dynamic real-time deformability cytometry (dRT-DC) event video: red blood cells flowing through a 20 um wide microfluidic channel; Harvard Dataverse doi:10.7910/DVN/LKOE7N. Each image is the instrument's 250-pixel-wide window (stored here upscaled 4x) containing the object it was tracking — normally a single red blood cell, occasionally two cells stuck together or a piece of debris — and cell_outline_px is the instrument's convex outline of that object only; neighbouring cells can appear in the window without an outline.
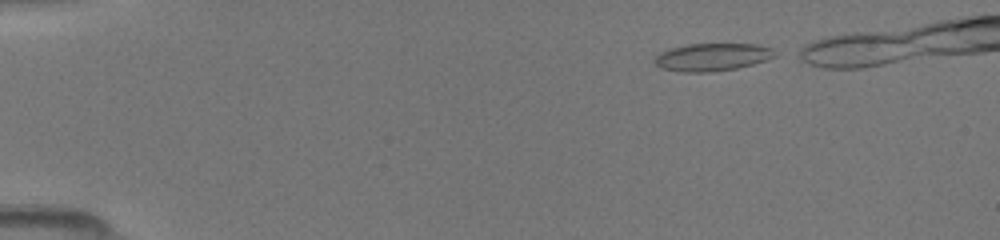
{"species": "common noctule bat (a hibernating species)", "species_latin": "Nyctalus noctula", "temperature_condition": "room temperature", "stored_images_in_passage": 38, "camera_frame_rate_fps": 3000, "um_per_image_px": 0.085, "animal": {"sex": "female", "body_mass_g": 19.5, "forearm_length_mm": 54.1}, "frame": {"image": 1, "passage_image": 2, "time_ms": 0.333, "image_size_px": [1000, 240], "cell_outline_px": [[776, 56], [752, 64], [736, 68], [708, 72], [680, 72], [660, 68], [652, 64], [652, 60], [660, 52], [672, 48], [688, 44], [756, 44], [772, 48], [776, 52]], "centroid_in_image_um": [60.48, 4.85], "position_along_channel_um": 24.5, "area_um2": 19.42}}
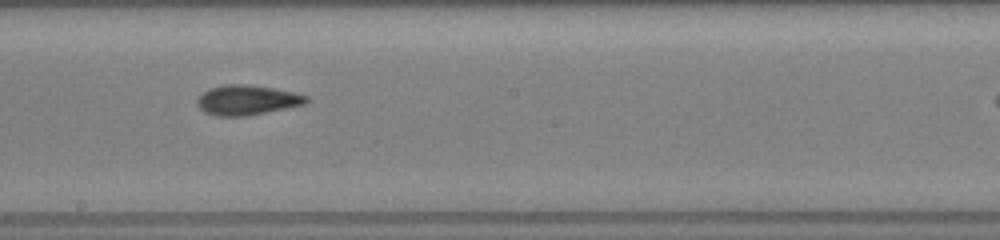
{"frame": {"image": 2, "passage_image": 23, "time_ms": 7.333, "image_size_px": [1000, 240], "cell_outline_px": [[312, 100], [304, 104], [248, 116], [220, 116], [204, 112], [196, 104], [196, 100], [208, 88], [224, 84], [244, 84], [272, 88], [292, 92], [308, 96]], "centroid_in_image_um": [20.99, 8.5], "position_along_channel_um": 227.2, "area_um2": 18.96}}
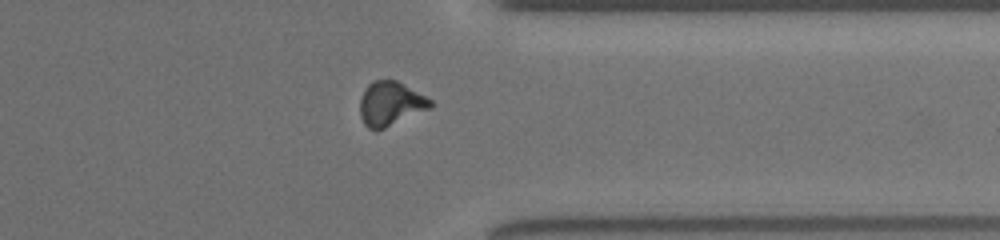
{"frame": {"image": 3, "passage_image": 34, "time_ms": 11.0, "image_size_px": [1000, 240], "cell_outline_px": [[432, 108], [376, 132], [368, 128], [364, 124], [360, 116], [360, 100], [364, 88], [372, 80], [396, 80], [432, 100]], "centroid_in_image_um": [33.17, 8.83], "position_along_channel_um": 378.2, "area_um2": 18.32}}